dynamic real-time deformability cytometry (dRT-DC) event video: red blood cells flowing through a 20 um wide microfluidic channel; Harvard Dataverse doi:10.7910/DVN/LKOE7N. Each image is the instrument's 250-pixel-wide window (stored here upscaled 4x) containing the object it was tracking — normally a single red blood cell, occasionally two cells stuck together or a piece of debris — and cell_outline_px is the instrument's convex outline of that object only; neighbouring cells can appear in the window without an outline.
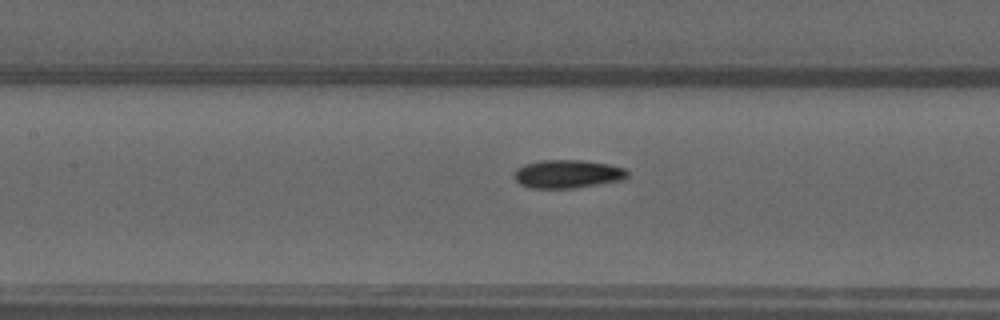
{"species": "common noctule bat (a hibernating species)", "species_latin": "Nyctalus noctula", "temperature_condition": "warm", "stored_images_in_passage": 41, "camera_frame_rate_fps": 3000, "um_per_image_px": 0.085, "animal": {"sex": "male", "forearm_length_mm": 52.5}, "frame": {"image": 1, "passage_image": 24, "time_ms": 7.667, "image_size_px": [1000, 320], "cell_outline_px": [[628, 176], [624, 180], [576, 188], [532, 188], [520, 184], [512, 176], [512, 172], [516, 168], [524, 164], [540, 160], [580, 160], [608, 164], [624, 168], [628, 172]], "centroid_in_image_um": [48.21, 14.79], "position_along_channel_um": 159.2, "area_um2": 18.9}}
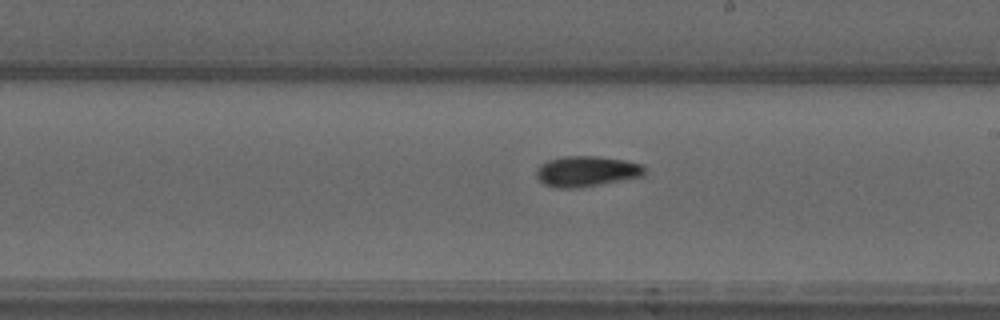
{"frame": {"image": 2, "passage_image": 30, "time_ms": 9.667, "image_size_px": [1000, 320], "cell_outline_px": [[644, 176], [580, 188], [556, 188], [544, 184], [536, 176], [536, 168], [540, 164], [548, 160], [564, 156], [596, 156], [624, 160], [640, 164], [644, 168]], "centroid_in_image_um": [49.82, 14.57], "position_along_channel_um": 239.2, "area_um2": 19.31}}
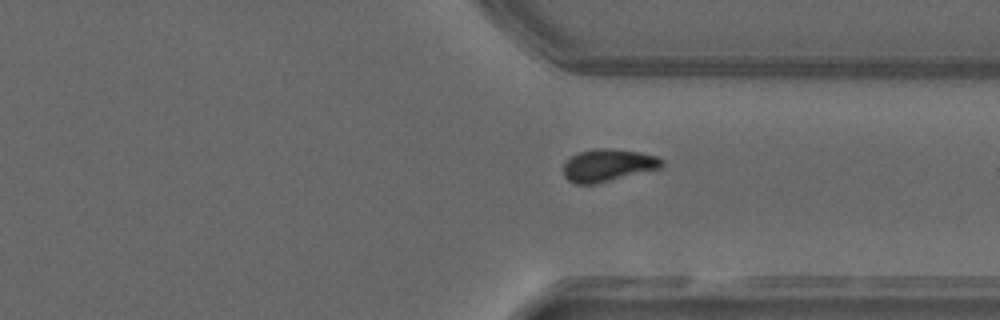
{"frame": {"image": 3, "passage_image": 39, "time_ms": 12.667, "image_size_px": [1000, 320], "cell_outline_px": [[664, 164], [660, 168], [596, 184], [576, 184], [568, 180], [564, 176], [564, 160], [580, 152], [596, 148], [608, 148], [640, 152], [656, 156], [664, 160]], "centroid_in_image_um": [51.67, 14.05], "position_along_channel_um": 359.7, "area_um2": 18.61}}